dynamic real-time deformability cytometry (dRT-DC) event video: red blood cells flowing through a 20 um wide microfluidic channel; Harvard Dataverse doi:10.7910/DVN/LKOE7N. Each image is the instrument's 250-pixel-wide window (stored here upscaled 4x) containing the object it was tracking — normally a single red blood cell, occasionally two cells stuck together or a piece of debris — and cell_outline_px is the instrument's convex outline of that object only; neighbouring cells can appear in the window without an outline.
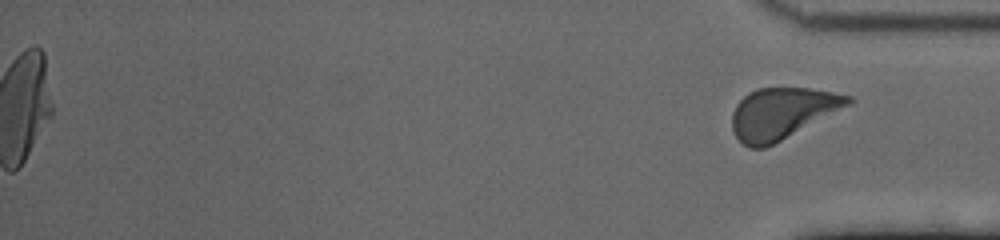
{"species": "human", "species_latin": "Homo sapiens", "temperature_condition": "cold", "stored_images_in_passage": 59, "segment_of_instrument_passage": [2, 2], "camera_frame_rate_fps": 3000, "um_per_image_px": 0.085, "donor": {"sex": "female"}, "frame": {"image": 1, "passage_image": 59, "time_ms": 19.333, "image_size_px": [1000, 240], "cell_outline_px": [[852, 104], [764, 148], [748, 148], [732, 132], [732, 112], [736, 104], [748, 92], [756, 88], [808, 88], [832, 92], [852, 96]], "centroid_in_image_um": [66.45, 9.61], "position_along_channel_um": 368.7, "area_um2": 34.33}}